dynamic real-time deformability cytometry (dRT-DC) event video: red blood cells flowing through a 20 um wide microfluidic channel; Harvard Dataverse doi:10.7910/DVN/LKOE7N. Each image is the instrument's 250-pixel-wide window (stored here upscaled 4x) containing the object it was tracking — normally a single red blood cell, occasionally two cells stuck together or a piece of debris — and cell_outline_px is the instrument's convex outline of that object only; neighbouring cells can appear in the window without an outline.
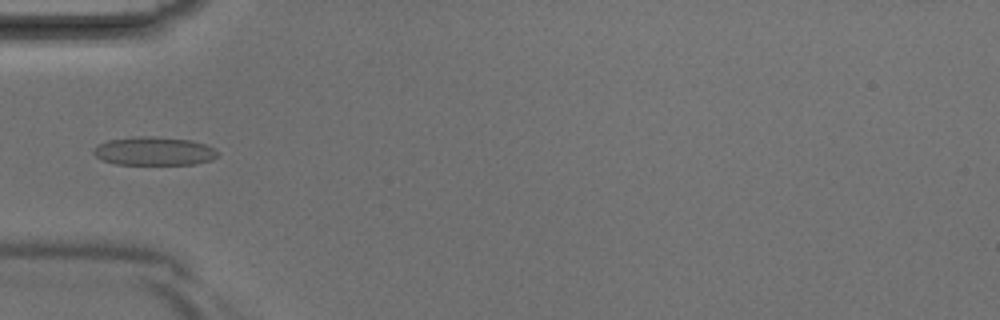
{"species": "Egyptian fruit bat (a non-hibernating species)", "species_latin": "Rousettus aegyptiacus", "temperature_condition": "room temperature", "stored_images_in_passage": 42, "camera_frame_rate_fps": 3000, "um_per_image_px": 0.085, "animal": {"sex": "male"}, "frame": {"image": 1, "passage_image": 14, "time_ms": 4.333, "image_size_px": [1000, 320], "cell_outline_px": [[220, 152], [212, 160], [196, 164], [116, 164], [100, 160], [92, 152], [92, 148], [96, 144], [108, 140], [136, 136], [152, 136], [188, 140], [204, 144]], "centroid_in_image_um": [13.03, 12.85], "position_along_channel_um": 72.0, "area_um2": 20.69}}
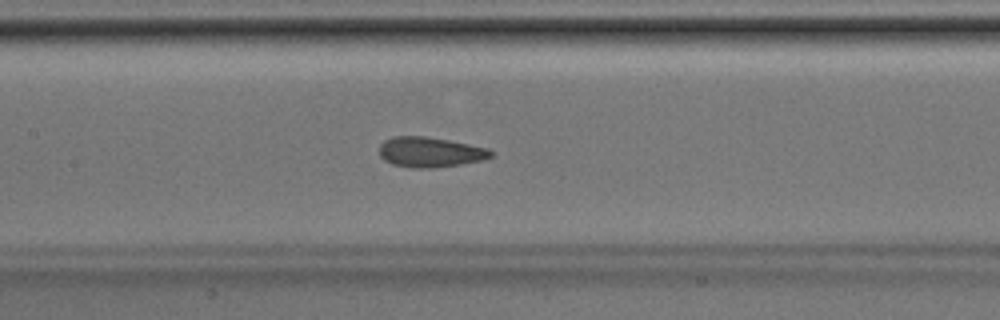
{"frame": {"image": 2, "passage_image": 20, "time_ms": 6.333, "image_size_px": [1000, 320], "cell_outline_px": [[492, 156], [480, 160], [460, 164], [432, 168], [416, 168], [392, 164], [384, 160], [380, 156], [380, 144], [384, 140], [392, 136], [424, 136], [448, 140], [488, 148], [492, 152]], "centroid_in_image_um": [36.51, 12.92], "position_along_channel_um": 170.9, "area_um2": 19.42}}
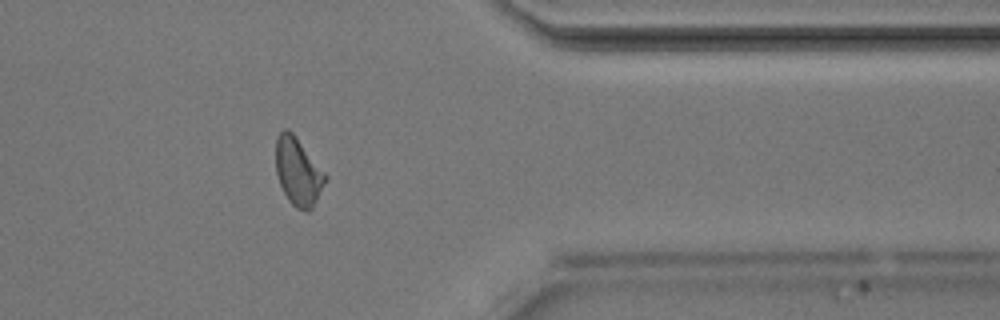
{"frame": {"image": 3, "passage_image": 34, "time_ms": 11.0, "image_size_px": [1000, 320], "cell_outline_px": [[328, 176], [312, 208], [308, 212], [296, 208], [288, 200], [280, 184], [276, 172], [276, 136], [284, 128], [288, 128], [292, 132]], "centroid_in_image_um": [25.32, 14.58], "position_along_channel_um": 386.1, "area_um2": 19.36}}